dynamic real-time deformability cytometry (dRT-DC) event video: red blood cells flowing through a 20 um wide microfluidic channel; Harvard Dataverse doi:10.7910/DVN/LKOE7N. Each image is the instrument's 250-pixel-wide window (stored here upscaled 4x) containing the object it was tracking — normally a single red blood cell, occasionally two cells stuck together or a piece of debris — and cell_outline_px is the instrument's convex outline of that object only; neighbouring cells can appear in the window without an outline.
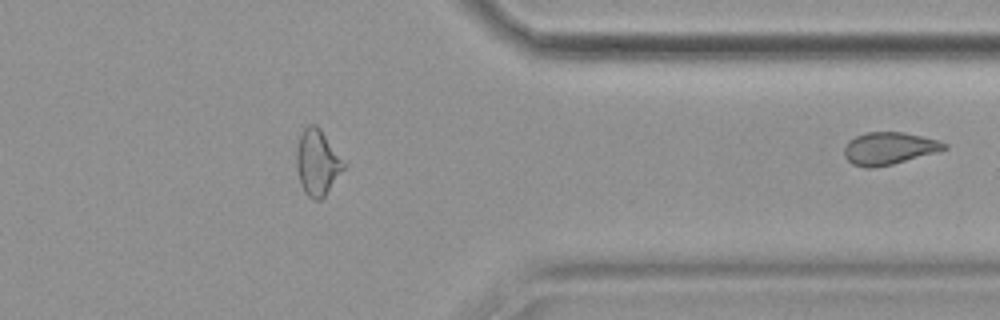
{"species": "common noctule bat (a hibernating species)", "species_latin": "Nyctalus noctula", "temperature_condition": "cold", "stored_images_in_passage": 33, "segment_of_instrument_passage": [2, 2], "camera_frame_rate_fps": 3000, "um_per_image_px": 0.085, "animal": {"sex": "female", "body_mass_g": 19.9}, "frame": {"image": 1, "passage_image": 33, "time_ms": 10.667, "image_size_px": [1000, 320], "cell_outline_px": [[948, 148], [936, 152], [892, 164], [872, 168], [864, 168], [852, 164], [844, 156], [844, 148], [848, 140], [856, 136], [868, 132], [904, 132], [936, 140], [948, 144]], "centroid_in_image_um": [75.53, 12.61], "position_along_channel_um": 335.9, "area_um2": 18.73}}